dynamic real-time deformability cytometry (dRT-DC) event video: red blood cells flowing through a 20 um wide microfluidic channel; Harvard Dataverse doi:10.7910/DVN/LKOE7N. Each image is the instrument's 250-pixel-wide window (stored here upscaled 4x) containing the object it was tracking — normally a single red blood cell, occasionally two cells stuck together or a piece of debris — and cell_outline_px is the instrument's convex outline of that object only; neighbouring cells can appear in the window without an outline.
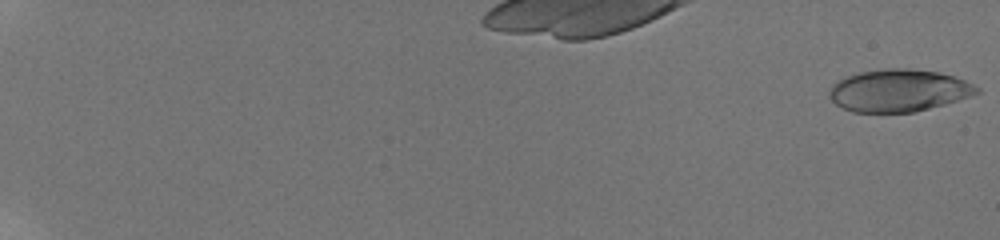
{"species": "human", "species_latin": "Homo sapiens", "temperature_condition": "room temperature", "stored_images_in_passage": 58, "camera_frame_rate_fps": 3000, "um_per_image_px": 0.085, "donor": {"sex": "male"}, "frame": {"image": 1, "passage_image": 1, "time_ms": 0.0, "image_size_px": [1000, 240], "cell_outline_px": [[980, 92], [944, 104], [912, 112], [852, 112], [836, 104], [828, 96], [828, 92], [832, 84], [836, 80], [860, 72], [884, 68], [908, 68], [940, 72], [964, 80], [980, 88]], "centroid_in_image_um": [76.34, 7.68], "position_along_channel_um": 8.7, "area_um2": 36.18}}
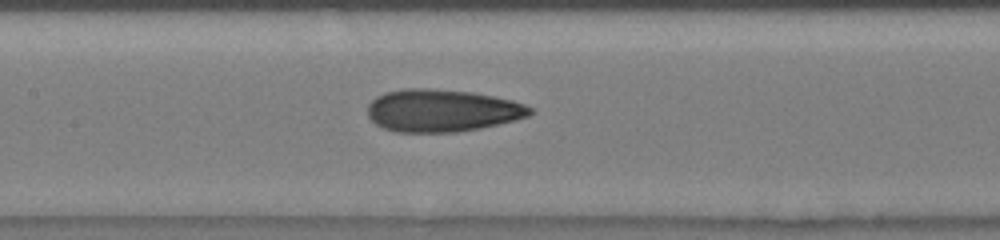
{"frame": {"image": 2, "passage_image": 33, "time_ms": 10.667, "image_size_px": [1000, 240], "cell_outline_px": [[536, 112], [528, 116], [516, 120], [480, 128], [456, 132], [396, 132], [384, 128], [376, 124], [368, 116], [368, 104], [376, 96], [384, 92], [404, 88], [428, 88], [472, 92], [512, 100], [524, 104], [532, 108]], "centroid_in_image_um": [37.57, 9.39], "position_along_channel_um": 169.8, "area_um2": 40.34}}
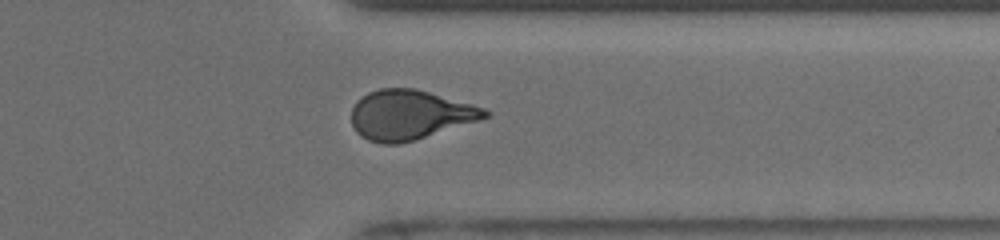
{"frame": {"image": 3, "passage_image": 49, "time_ms": 16.0, "image_size_px": [1000, 240], "cell_outline_px": [[492, 112], [488, 116], [476, 120], [400, 144], [384, 144], [368, 140], [360, 136], [356, 132], [352, 124], [352, 108], [356, 100], [368, 92], [380, 88], [416, 88], [472, 104], [484, 108]], "centroid_in_image_um": [34.77, 9.74], "position_along_channel_um": 376.6, "area_um2": 38.21}, "authors_computed_cell_mechanics": {"area_um2": 38.0902, "velocity_mm_per_s": 3.8904, "shape_relaxation_time_tau1_ms": 6.4055, "shape_relaxation_time_tau2_ms": 1.5237, "deformation_change_tau1": 0.211, "deformation_change_tau2": 0.0985}}